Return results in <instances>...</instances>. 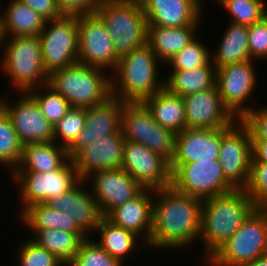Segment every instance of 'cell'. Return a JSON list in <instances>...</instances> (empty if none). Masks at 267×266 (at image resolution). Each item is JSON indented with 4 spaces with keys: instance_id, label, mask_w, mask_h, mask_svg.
<instances>
[{
    "instance_id": "6da1fadb",
    "label": "cell",
    "mask_w": 267,
    "mask_h": 266,
    "mask_svg": "<svg viewBox=\"0 0 267 266\" xmlns=\"http://www.w3.org/2000/svg\"><path fill=\"white\" fill-rule=\"evenodd\" d=\"M154 196L150 247L186 248L197 241L203 201L172 186L154 190Z\"/></svg>"
},
{
    "instance_id": "7a4b0ae2",
    "label": "cell",
    "mask_w": 267,
    "mask_h": 266,
    "mask_svg": "<svg viewBox=\"0 0 267 266\" xmlns=\"http://www.w3.org/2000/svg\"><path fill=\"white\" fill-rule=\"evenodd\" d=\"M257 208L244 189H234L204 200L199 238L206 261L225 244Z\"/></svg>"
},
{
    "instance_id": "3957f363",
    "label": "cell",
    "mask_w": 267,
    "mask_h": 266,
    "mask_svg": "<svg viewBox=\"0 0 267 266\" xmlns=\"http://www.w3.org/2000/svg\"><path fill=\"white\" fill-rule=\"evenodd\" d=\"M159 61L147 43L122 56L114 73L117 81L111 78L112 96L124 102H143L157 93L164 87L158 78Z\"/></svg>"
},
{
    "instance_id": "277c9868",
    "label": "cell",
    "mask_w": 267,
    "mask_h": 266,
    "mask_svg": "<svg viewBox=\"0 0 267 266\" xmlns=\"http://www.w3.org/2000/svg\"><path fill=\"white\" fill-rule=\"evenodd\" d=\"M95 13L108 29L119 59L147 43L148 23L141 2L99 0Z\"/></svg>"
},
{
    "instance_id": "5b68a950",
    "label": "cell",
    "mask_w": 267,
    "mask_h": 266,
    "mask_svg": "<svg viewBox=\"0 0 267 266\" xmlns=\"http://www.w3.org/2000/svg\"><path fill=\"white\" fill-rule=\"evenodd\" d=\"M105 73L103 69L76 63L52 72L48 84L60 93L71 107L90 108L112 96L111 78Z\"/></svg>"
},
{
    "instance_id": "8992f818",
    "label": "cell",
    "mask_w": 267,
    "mask_h": 266,
    "mask_svg": "<svg viewBox=\"0 0 267 266\" xmlns=\"http://www.w3.org/2000/svg\"><path fill=\"white\" fill-rule=\"evenodd\" d=\"M2 45L1 71L6 73L5 76L19 92H28L48 83L49 75L43 65L39 35L3 37Z\"/></svg>"
},
{
    "instance_id": "52a82bcc",
    "label": "cell",
    "mask_w": 267,
    "mask_h": 266,
    "mask_svg": "<svg viewBox=\"0 0 267 266\" xmlns=\"http://www.w3.org/2000/svg\"><path fill=\"white\" fill-rule=\"evenodd\" d=\"M267 253V208L257 207L239 230L206 262L210 266H243Z\"/></svg>"
},
{
    "instance_id": "ba28073f",
    "label": "cell",
    "mask_w": 267,
    "mask_h": 266,
    "mask_svg": "<svg viewBox=\"0 0 267 266\" xmlns=\"http://www.w3.org/2000/svg\"><path fill=\"white\" fill-rule=\"evenodd\" d=\"M121 132L125 140L143 145L159 153L169 162L172 160L176 134L160 126L143 102L124 103Z\"/></svg>"
},
{
    "instance_id": "9c48e42d",
    "label": "cell",
    "mask_w": 267,
    "mask_h": 266,
    "mask_svg": "<svg viewBox=\"0 0 267 266\" xmlns=\"http://www.w3.org/2000/svg\"><path fill=\"white\" fill-rule=\"evenodd\" d=\"M39 38L43 65L48 75L78 63L77 15H62L57 19L45 20Z\"/></svg>"
},
{
    "instance_id": "30bf717a",
    "label": "cell",
    "mask_w": 267,
    "mask_h": 266,
    "mask_svg": "<svg viewBox=\"0 0 267 266\" xmlns=\"http://www.w3.org/2000/svg\"><path fill=\"white\" fill-rule=\"evenodd\" d=\"M171 186L178 192L202 201L236 189L223 173L218 159L170 164Z\"/></svg>"
},
{
    "instance_id": "8fae6325",
    "label": "cell",
    "mask_w": 267,
    "mask_h": 266,
    "mask_svg": "<svg viewBox=\"0 0 267 266\" xmlns=\"http://www.w3.org/2000/svg\"><path fill=\"white\" fill-rule=\"evenodd\" d=\"M20 187L22 211L31 204L47 203L73 188L80 180L73 160L49 172H11Z\"/></svg>"
},
{
    "instance_id": "7c38bea8",
    "label": "cell",
    "mask_w": 267,
    "mask_h": 266,
    "mask_svg": "<svg viewBox=\"0 0 267 266\" xmlns=\"http://www.w3.org/2000/svg\"><path fill=\"white\" fill-rule=\"evenodd\" d=\"M222 127V140L218 160L225 178L236 188L244 189L248 183L252 161V138L248 127L237 120Z\"/></svg>"
},
{
    "instance_id": "4fadbf2b",
    "label": "cell",
    "mask_w": 267,
    "mask_h": 266,
    "mask_svg": "<svg viewBox=\"0 0 267 266\" xmlns=\"http://www.w3.org/2000/svg\"><path fill=\"white\" fill-rule=\"evenodd\" d=\"M78 38V63L115 71L119 58L112 37L95 12L78 15Z\"/></svg>"
},
{
    "instance_id": "5bb4252c",
    "label": "cell",
    "mask_w": 267,
    "mask_h": 266,
    "mask_svg": "<svg viewBox=\"0 0 267 266\" xmlns=\"http://www.w3.org/2000/svg\"><path fill=\"white\" fill-rule=\"evenodd\" d=\"M253 63V60H248L216 69L215 85L218 93L237 119H241L253 107L246 104L257 84Z\"/></svg>"
},
{
    "instance_id": "9a60e30c",
    "label": "cell",
    "mask_w": 267,
    "mask_h": 266,
    "mask_svg": "<svg viewBox=\"0 0 267 266\" xmlns=\"http://www.w3.org/2000/svg\"><path fill=\"white\" fill-rule=\"evenodd\" d=\"M122 168L143 188L171 186L170 162L149 148L125 140Z\"/></svg>"
},
{
    "instance_id": "2e32d148",
    "label": "cell",
    "mask_w": 267,
    "mask_h": 266,
    "mask_svg": "<svg viewBox=\"0 0 267 266\" xmlns=\"http://www.w3.org/2000/svg\"><path fill=\"white\" fill-rule=\"evenodd\" d=\"M21 94L14 105L6 97H0V104L8 113L22 145L54 141V126L43 115L36 100L28 92Z\"/></svg>"
},
{
    "instance_id": "e0dca14e",
    "label": "cell",
    "mask_w": 267,
    "mask_h": 266,
    "mask_svg": "<svg viewBox=\"0 0 267 266\" xmlns=\"http://www.w3.org/2000/svg\"><path fill=\"white\" fill-rule=\"evenodd\" d=\"M87 179L92 180L91 193L102 217H106L114 208L133 199L143 190L123 168L96 171L86 177V182Z\"/></svg>"
},
{
    "instance_id": "ac0fdd59",
    "label": "cell",
    "mask_w": 267,
    "mask_h": 266,
    "mask_svg": "<svg viewBox=\"0 0 267 266\" xmlns=\"http://www.w3.org/2000/svg\"><path fill=\"white\" fill-rule=\"evenodd\" d=\"M187 128L217 129L229 127L237 118L223 103L216 85L183 97Z\"/></svg>"
},
{
    "instance_id": "d6986e66",
    "label": "cell",
    "mask_w": 267,
    "mask_h": 266,
    "mask_svg": "<svg viewBox=\"0 0 267 266\" xmlns=\"http://www.w3.org/2000/svg\"><path fill=\"white\" fill-rule=\"evenodd\" d=\"M124 101L111 96L105 102L86 108V120L83 131L67 149L72 160L82 149L97 139L121 132V117Z\"/></svg>"
},
{
    "instance_id": "ffe728a7",
    "label": "cell",
    "mask_w": 267,
    "mask_h": 266,
    "mask_svg": "<svg viewBox=\"0 0 267 266\" xmlns=\"http://www.w3.org/2000/svg\"><path fill=\"white\" fill-rule=\"evenodd\" d=\"M125 137L122 132L103 136L82 149L72 160L81 179L96 171L122 168Z\"/></svg>"
},
{
    "instance_id": "44dd1931",
    "label": "cell",
    "mask_w": 267,
    "mask_h": 266,
    "mask_svg": "<svg viewBox=\"0 0 267 266\" xmlns=\"http://www.w3.org/2000/svg\"><path fill=\"white\" fill-rule=\"evenodd\" d=\"M222 128H186L176 134L175 151L170 164L212 161L218 159Z\"/></svg>"
},
{
    "instance_id": "7402d4cb",
    "label": "cell",
    "mask_w": 267,
    "mask_h": 266,
    "mask_svg": "<svg viewBox=\"0 0 267 266\" xmlns=\"http://www.w3.org/2000/svg\"><path fill=\"white\" fill-rule=\"evenodd\" d=\"M148 26H200L201 0H142Z\"/></svg>"
},
{
    "instance_id": "603a6c76",
    "label": "cell",
    "mask_w": 267,
    "mask_h": 266,
    "mask_svg": "<svg viewBox=\"0 0 267 266\" xmlns=\"http://www.w3.org/2000/svg\"><path fill=\"white\" fill-rule=\"evenodd\" d=\"M154 190L143 189L136 197L114 208L106 218L114 225L132 231L143 245L150 246ZM153 193V194H152Z\"/></svg>"
},
{
    "instance_id": "cb8c5ba5",
    "label": "cell",
    "mask_w": 267,
    "mask_h": 266,
    "mask_svg": "<svg viewBox=\"0 0 267 266\" xmlns=\"http://www.w3.org/2000/svg\"><path fill=\"white\" fill-rule=\"evenodd\" d=\"M84 182L85 180L81 179L73 188L58 198H52L46 204L60 212L67 213L70 219H73L88 236L90 232H95L102 215L91 191L85 190Z\"/></svg>"
},
{
    "instance_id": "d4e9b609",
    "label": "cell",
    "mask_w": 267,
    "mask_h": 266,
    "mask_svg": "<svg viewBox=\"0 0 267 266\" xmlns=\"http://www.w3.org/2000/svg\"><path fill=\"white\" fill-rule=\"evenodd\" d=\"M67 148L51 141L23 145L22 158L13 172L44 173L61 168L68 160Z\"/></svg>"
},
{
    "instance_id": "484cf974",
    "label": "cell",
    "mask_w": 267,
    "mask_h": 266,
    "mask_svg": "<svg viewBox=\"0 0 267 266\" xmlns=\"http://www.w3.org/2000/svg\"><path fill=\"white\" fill-rule=\"evenodd\" d=\"M143 103L160 126L172 130L175 134L187 128L183 97L170 92L166 87L147 97Z\"/></svg>"
},
{
    "instance_id": "4316f807",
    "label": "cell",
    "mask_w": 267,
    "mask_h": 266,
    "mask_svg": "<svg viewBox=\"0 0 267 266\" xmlns=\"http://www.w3.org/2000/svg\"><path fill=\"white\" fill-rule=\"evenodd\" d=\"M198 26L162 27L147 26V44L161 64L167 63L195 39Z\"/></svg>"
},
{
    "instance_id": "83f0119b",
    "label": "cell",
    "mask_w": 267,
    "mask_h": 266,
    "mask_svg": "<svg viewBox=\"0 0 267 266\" xmlns=\"http://www.w3.org/2000/svg\"><path fill=\"white\" fill-rule=\"evenodd\" d=\"M1 15L2 37L37 36L45 23L36 11L20 0H12Z\"/></svg>"
},
{
    "instance_id": "f1b7e54d",
    "label": "cell",
    "mask_w": 267,
    "mask_h": 266,
    "mask_svg": "<svg viewBox=\"0 0 267 266\" xmlns=\"http://www.w3.org/2000/svg\"><path fill=\"white\" fill-rule=\"evenodd\" d=\"M218 51L211 56L216 69L222 66L252 60L249 51V26L228 23Z\"/></svg>"
},
{
    "instance_id": "f546056e",
    "label": "cell",
    "mask_w": 267,
    "mask_h": 266,
    "mask_svg": "<svg viewBox=\"0 0 267 266\" xmlns=\"http://www.w3.org/2000/svg\"><path fill=\"white\" fill-rule=\"evenodd\" d=\"M164 79V87L181 97L213 88L216 83V67L212 61L192 70H172Z\"/></svg>"
},
{
    "instance_id": "4dcf8cb0",
    "label": "cell",
    "mask_w": 267,
    "mask_h": 266,
    "mask_svg": "<svg viewBox=\"0 0 267 266\" xmlns=\"http://www.w3.org/2000/svg\"><path fill=\"white\" fill-rule=\"evenodd\" d=\"M34 237L30 238L40 247L52 253L67 266L77 254L81 243L90 236L84 232H68L62 230L42 229L32 230Z\"/></svg>"
},
{
    "instance_id": "1f68e13d",
    "label": "cell",
    "mask_w": 267,
    "mask_h": 266,
    "mask_svg": "<svg viewBox=\"0 0 267 266\" xmlns=\"http://www.w3.org/2000/svg\"><path fill=\"white\" fill-rule=\"evenodd\" d=\"M23 225L31 230L53 229L68 232H83L65 212L51 208L46 203H35L20 210Z\"/></svg>"
},
{
    "instance_id": "d6a6232c",
    "label": "cell",
    "mask_w": 267,
    "mask_h": 266,
    "mask_svg": "<svg viewBox=\"0 0 267 266\" xmlns=\"http://www.w3.org/2000/svg\"><path fill=\"white\" fill-rule=\"evenodd\" d=\"M95 232L100 233V240L96 242L104 251L110 256L123 260L131 253L136 247L140 239L132 231L126 230L122 227L114 225L106 217H102L98 223ZM139 240V242H137Z\"/></svg>"
},
{
    "instance_id": "836d02e7",
    "label": "cell",
    "mask_w": 267,
    "mask_h": 266,
    "mask_svg": "<svg viewBox=\"0 0 267 266\" xmlns=\"http://www.w3.org/2000/svg\"><path fill=\"white\" fill-rule=\"evenodd\" d=\"M23 145L20 142L12 121L0 104V164L12 168L19 165L22 158ZM8 165V166H7Z\"/></svg>"
},
{
    "instance_id": "e575fe53",
    "label": "cell",
    "mask_w": 267,
    "mask_h": 266,
    "mask_svg": "<svg viewBox=\"0 0 267 266\" xmlns=\"http://www.w3.org/2000/svg\"><path fill=\"white\" fill-rule=\"evenodd\" d=\"M38 89L42 90V94L38 92L40 91ZM43 91L46 94H44ZM28 93L36 100L41 112L53 126H55L71 108L70 103L48 83L37 88V92L36 88H34L28 91Z\"/></svg>"
},
{
    "instance_id": "d590c367",
    "label": "cell",
    "mask_w": 267,
    "mask_h": 266,
    "mask_svg": "<svg viewBox=\"0 0 267 266\" xmlns=\"http://www.w3.org/2000/svg\"><path fill=\"white\" fill-rule=\"evenodd\" d=\"M231 14L232 23L251 26L267 16V7L263 0H218Z\"/></svg>"
},
{
    "instance_id": "8d00e7d4",
    "label": "cell",
    "mask_w": 267,
    "mask_h": 266,
    "mask_svg": "<svg viewBox=\"0 0 267 266\" xmlns=\"http://www.w3.org/2000/svg\"><path fill=\"white\" fill-rule=\"evenodd\" d=\"M85 120L86 108L71 107L54 126V142L68 149L83 131Z\"/></svg>"
},
{
    "instance_id": "74e56055",
    "label": "cell",
    "mask_w": 267,
    "mask_h": 266,
    "mask_svg": "<svg viewBox=\"0 0 267 266\" xmlns=\"http://www.w3.org/2000/svg\"><path fill=\"white\" fill-rule=\"evenodd\" d=\"M207 46L198 41L197 37L174 55L166 65L172 66V70H192L211 61V54Z\"/></svg>"
},
{
    "instance_id": "f35d334b",
    "label": "cell",
    "mask_w": 267,
    "mask_h": 266,
    "mask_svg": "<svg viewBox=\"0 0 267 266\" xmlns=\"http://www.w3.org/2000/svg\"><path fill=\"white\" fill-rule=\"evenodd\" d=\"M120 260L104 251L96 241L85 239L67 266H123Z\"/></svg>"
},
{
    "instance_id": "ab89813d",
    "label": "cell",
    "mask_w": 267,
    "mask_h": 266,
    "mask_svg": "<svg viewBox=\"0 0 267 266\" xmlns=\"http://www.w3.org/2000/svg\"><path fill=\"white\" fill-rule=\"evenodd\" d=\"M27 240V241H26ZM17 251V266H65L52 253L40 247L31 239H26Z\"/></svg>"
},
{
    "instance_id": "60d3db41",
    "label": "cell",
    "mask_w": 267,
    "mask_h": 266,
    "mask_svg": "<svg viewBox=\"0 0 267 266\" xmlns=\"http://www.w3.org/2000/svg\"><path fill=\"white\" fill-rule=\"evenodd\" d=\"M257 207L267 208V164L251 162L248 183L244 188Z\"/></svg>"
},
{
    "instance_id": "b9f144b4",
    "label": "cell",
    "mask_w": 267,
    "mask_h": 266,
    "mask_svg": "<svg viewBox=\"0 0 267 266\" xmlns=\"http://www.w3.org/2000/svg\"><path fill=\"white\" fill-rule=\"evenodd\" d=\"M250 58L267 59V16L249 26Z\"/></svg>"
},
{
    "instance_id": "7bdbcfd3",
    "label": "cell",
    "mask_w": 267,
    "mask_h": 266,
    "mask_svg": "<svg viewBox=\"0 0 267 266\" xmlns=\"http://www.w3.org/2000/svg\"><path fill=\"white\" fill-rule=\"evenodd\" d=\"M241 121L248 127L252 141H267V106L252 108Z\"/></svg>"
},
{
    "instance_id": "ee69618b",
    "label": "cell",
    "mask_w": 267,
    "mask_h": 266,
    "mask_svg": "<svg viewBox=\"0 0 267 266\" xmlns=\"http://www.w3.org/2000/svg\"><path fill=\"white\" fill-rule=\"evenodd\" d=\"M62 15H84L95 12L99 0H55Z\"/></svg>"
},
{
    "instance_id": "f6af8a7d",
    "label": "cell",
    "mask_w": 267,
    "mask_h": 266,
    "mask_svg": "<svg viewBox=\"0 0 267 266\" xmlns=\"http://www.w3.org/2000/svg\"><path fill=\"white\" fill-rule=\"evenodd\" d=\"M36 11L44 20L57 19L62 16L55 0H20Z\"/></svg>"
},
{
    "instance_id": "bcb514c9",
    "label": "cell",
    "mask_w": 267,
    "mask_h": 266,
    "mask_svg": "<svg viewBox=\"0 0 267 266\" xmlns=\"http://www.w3.org/2000/svg\"><path fill=\"white\" fill-rule=\"evenodd\" d=\"M267 164V141H252V161Z\"/></svg>"
},
{
    "instance_id": "7dc6e473",
    "label": "cell",
    "mask_w": 267,
    "mask_h": 266,
    "mask_svg": "<svg viewBox=\"0 0 267 266\" xmlns=\"http://www.w3.org/2000/svg\"><path fill=\"white\" fill-rule=\"evenodd\" d=\"M243 266H267V253L263 254L253 262L247 263Z\"/></svg>"
},
{
    "instance_id": "c3c4849f",
    "label": "cell",
    "mask_w": 267,
    "mask_h": 266,
    "mask_svg": "<svg viewBox=\"0 0 267 266\" xmlns=\"http://www.w3.org/2000/svg\"><path fill=\"white\" fill-rule=\"evenodd\" d=\"M2 39H3V37H2V33H1V21H0V46H2Z\"/></svg>"
}]
</instances>
